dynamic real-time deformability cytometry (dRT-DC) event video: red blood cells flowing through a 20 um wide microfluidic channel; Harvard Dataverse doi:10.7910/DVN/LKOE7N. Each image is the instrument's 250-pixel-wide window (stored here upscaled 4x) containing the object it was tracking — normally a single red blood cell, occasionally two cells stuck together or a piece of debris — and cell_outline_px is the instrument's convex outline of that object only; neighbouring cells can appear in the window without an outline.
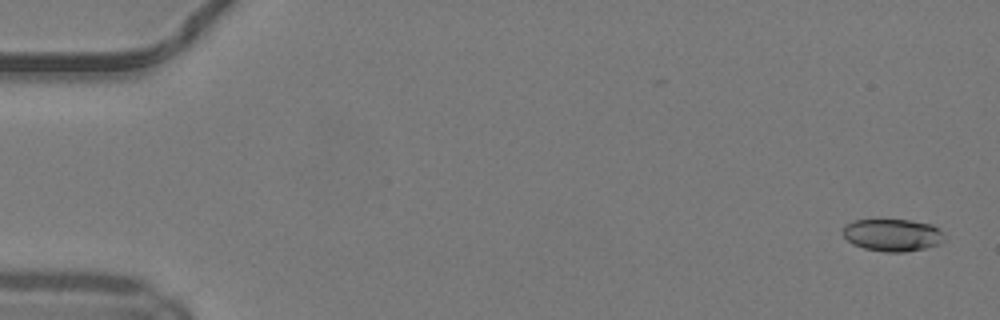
{"species": "common noctule bat (a hibernating species)", "species_latin": "Nyctalus noctula", "temperature_condition": "warm", "stored_images_in_passage": 50, "camera_frame_rate_fps": 3000, "um_per_image_px": 0.085, "animal": {"sex": "male", "body_mass_g": 19.2, "forearm_length_mm": 51.8}, "frame": {"image": 1, "passage_image": 2, "time_ms": 0.333, "image_size_px": [1000, 320], "cell_outline_px": [[944, 240], [940, 244], [924, 248], [904, 252], [884, 252], [864, 248], [852, 244], [844, 236], [844, 224], [852, 220], [912, 220], [932, 224], [944, 232]], "centroid_in_image_um": [75.88, 19.97], "position_along_channel_um": 9.1, "area_um2": 19.25}}
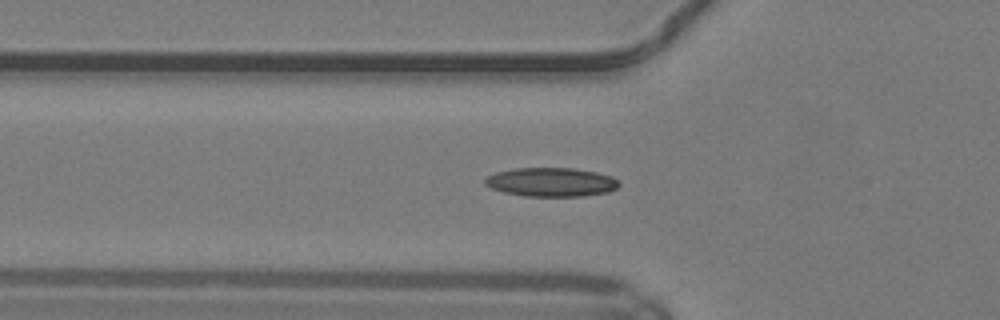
{"frame": {"image": 2, "passage_image": 18, "time_ms": 5.667, "image_size_px": [1000, 320], "cell_outline_px": [[620, 184], [616, 188], [608, 192], [584, 196], [524, 196], [504, 192], [492, 188], [484, 184], [484, 176], [496, 172], [516, 168], [572, 168], [596, 172], [612, 176]], "centroid_in_image_um": [46.82, 15.48], "position_along_channel_um": 79.0, "area_um2": 22.6}}
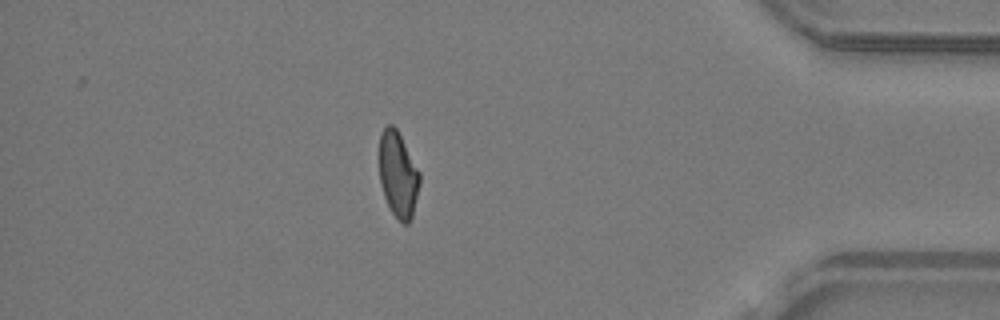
{"frame": {"image": 3, "passage_image": 44, "time_ms": 14.333, "image_size_px": [1000, 320], "cell_outline_px": [[420, 184], [412, 216], [408, 224], [404, 224], [392, 212], [384, 196], [380, 184], [380, 132], [388, 124], [392, 124], [396, 128], [420, 172]], "centroid_in_image_um": [33.84, 14.83], "position_along_channel_um": 401.4, "area_um2": 19.94}, "authors_computed_cell_mechanics": {"area_um2": 20.6346, "velocity_mm_per_s": 4.178, "shape_relaxation_time_tau1_ms": 7.3158, "shape_relaxation_time_tau2_ms": 3.9476, "deformation_change_tau1": 0.1982, "deformation_change_tau2": 0.1081}}